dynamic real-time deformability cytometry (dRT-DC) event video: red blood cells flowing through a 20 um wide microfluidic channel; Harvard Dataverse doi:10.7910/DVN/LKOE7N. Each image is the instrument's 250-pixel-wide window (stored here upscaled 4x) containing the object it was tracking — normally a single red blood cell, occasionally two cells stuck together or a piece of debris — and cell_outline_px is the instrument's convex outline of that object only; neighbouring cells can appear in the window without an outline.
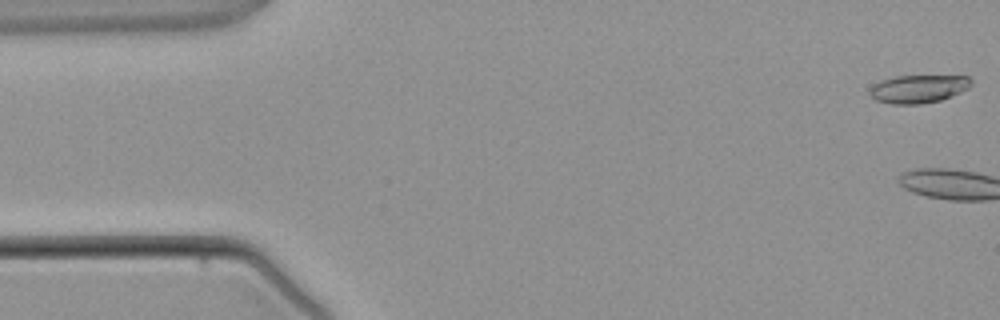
{"species": "common noctule bat (a hibernating species)", "species_latin": "Nyctalus noctula", "temperature_condition": "warm", "stored_images_in_passage": 3, "camera_frame_rate_fps": 3000, "um_per_image_px": 0.085, "animal": {"sex": "male", "body_mass_g": 21.5, "forearm_length_mm": 52.0}, "frame": {"image": 1, "passage_image": 1, "time_ms": 0.0, "image_size_px": [1000, 320], "cell_outline_px": [[972, 84], [968, 88], [960, 92], [940, 100], [920, 104], [892, 104], [876, 100], [868, 92], [872, 84], [880, 80], [896, 76], [968, 76], [972, 80]], "centroid_in_image_um": [78.03, 7.55], "position_along_channel_um": 7.0, "area_um2": 16.59}}